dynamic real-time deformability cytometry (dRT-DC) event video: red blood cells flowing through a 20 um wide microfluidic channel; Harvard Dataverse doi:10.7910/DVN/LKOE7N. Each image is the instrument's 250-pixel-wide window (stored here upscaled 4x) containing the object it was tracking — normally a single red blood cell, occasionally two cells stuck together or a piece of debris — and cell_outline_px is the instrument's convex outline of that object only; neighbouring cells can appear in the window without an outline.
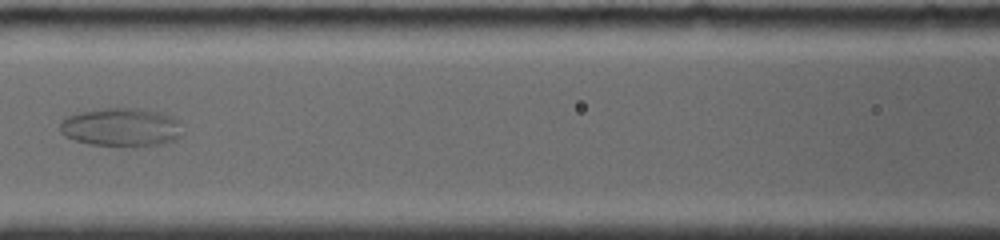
{"species": "common noctule bat (a hibernating species)", "species_latin": "Nyctalus noctula", "temperature_condition": "room temperature", "stored_images_in_passage": 15, "camera_frame_rate_fps": 4000, "um_per_image_px": 0.085, "animal": {"sex": "female", "body_mass_g": 19.0, "forearm_length_mm": 56.7}, "frame": {"image": 1, "passage_image": 11, "time_ms": 4.5, "image_size_px": [1000, 240], "cell_outline_px": [[180, 136], [176, 140], [164, 144], [92, 144], [72, 140], [64, 136], [60, 132], [60, 124], [68, 116], [84, 112], [108, 108], [128, 108], [160, 112], [176, 120]], "centroid_in_image_um": [10.25, 10.81], "position_along_channel_um": 156.4, "area_um2": 26.24}}
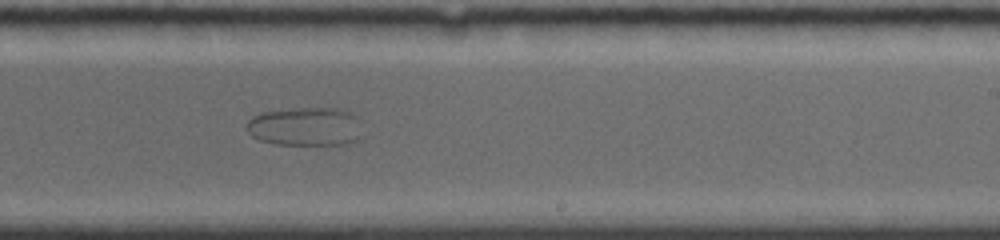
{"frame": {"image": 2, "passage_image": 15, "time_ms": 7.5, "image_size_px": [1000, 240], "cell_outline_px": [[360, 140], [348, 144], [272, 144], [260, 140], [252, 136], [248, 132], [248, 120], [252, 116], [264, 112], [292, 108], [328, 108], [348, 112], [352, 116]], "centroid_in_image_um": [25.85, 10.77], "position_along_channel_um": 263.2, "area_um2": 25.32}}